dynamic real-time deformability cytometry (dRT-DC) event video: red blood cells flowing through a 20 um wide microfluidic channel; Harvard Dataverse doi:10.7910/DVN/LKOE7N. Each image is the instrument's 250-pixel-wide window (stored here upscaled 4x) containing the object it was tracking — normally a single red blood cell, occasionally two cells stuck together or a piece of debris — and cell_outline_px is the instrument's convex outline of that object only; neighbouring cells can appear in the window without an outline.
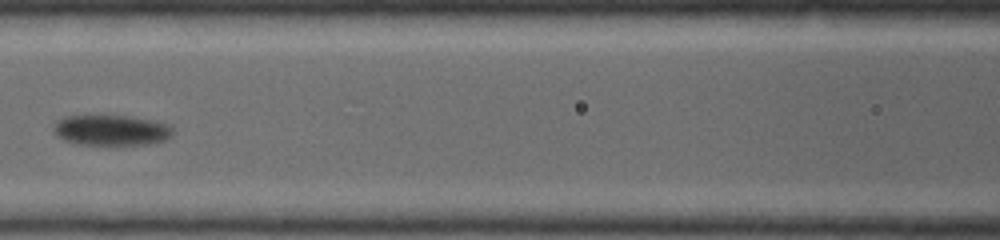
{"species": "common noctule bat (a hibernating species)", "species_latin": "Nyctalus noctula", "temperature_condition": "warm", "stored_images_in_passage": 15, "camera_frame_rate_fps": 5000, "um_per_image_px": 0.085, "animal": {"sex": "female", "body_mass_g": 19.0, "forearm_length_mm": 53.3}, "frame": {"image": 1, "passage_image": 9, "time_ms": 1.8, "image_size_px": [1000, 240], "cell_outline_px": [[172, 136], [164, 140], [148, 144], [76, 144], [64, 140], [56, 136], [52, 128], [56, 120], [68, 116], [128, 116], [172, 124]], "centroid_in_image_um": [9.44, 11.06], "position_along_channel_um": 157.2, "area_um2": 21.15}}
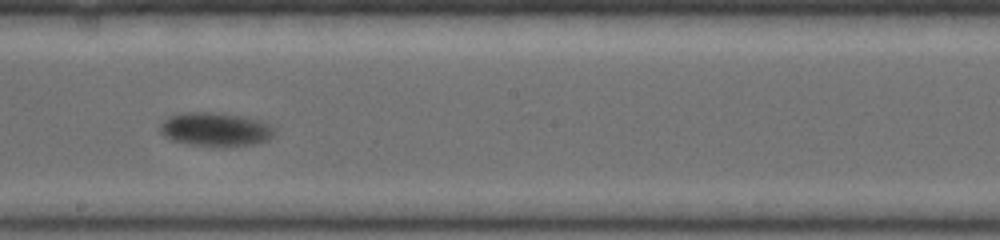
{"frame": {"image": 2, "passage_image": 13, "time_ms": 2.8, "image_size_px": [1000, 240], "cell_outline_px": [[276, 132], [268, 140], [252, 144], [192, 144], [172, 140], [164, 136], [160, 132], [160, 124], [168, 116], [184, 112], [212, 112], [240, 116], [256, 120], [268, 124], [276, 128]], "centroid_in_image_um": [18.28, 10.96], "position_along_channel_um": 229.9, "area_um2": 21.73}}